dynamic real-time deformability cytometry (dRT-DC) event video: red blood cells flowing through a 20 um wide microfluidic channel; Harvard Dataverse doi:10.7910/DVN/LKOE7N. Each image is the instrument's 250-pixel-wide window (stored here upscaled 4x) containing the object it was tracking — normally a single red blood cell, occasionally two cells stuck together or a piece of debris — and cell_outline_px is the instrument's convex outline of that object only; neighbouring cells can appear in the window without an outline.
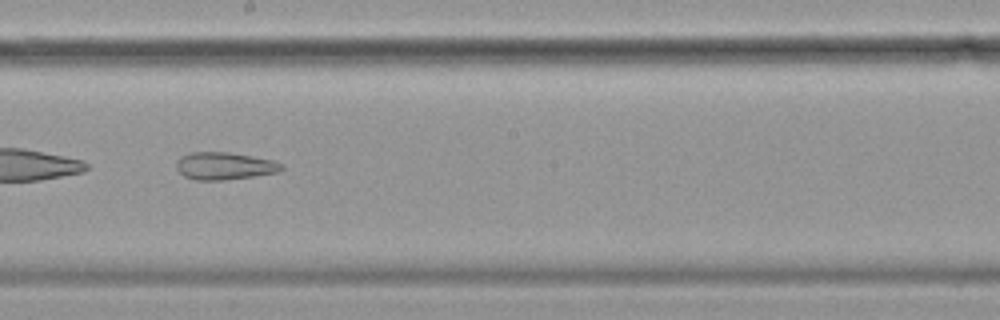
{"species": "common noctule bat (a hibernating species)", "species_latin": "Nyctalus noctula", "temperature_condition": "cold", "stored_images_in_passage": 56, "camera_frame_rate_fps": 3000, "um_per_image_px": 0.085, "animal": {"sex": "female", "body_mass_g": 19.9}, "frame": {"image": 1, "passage_image": 32, "time_ms": 10.333, "image_size_px": [1000, 320], "cell_outline_px": [[284, 168], [280, 172], [224, 180], [196, 180], [184, 176], [176, 168], [176, 160], [180, 156], [192, 152], [228, 152], [252, 156], [272, 160], [284, 164]], "centroid_in_image_um": [19.08, 14.1], "position_along_channel_um": 229.1, "area_um2": 16.88}, "authors_computed_cell_mechanics": {"area_um2": 25.2008, "velocity_mm_per_s": 3.4768, "shape_relaxation_time_tau1_ms": null, "shape_relaxation_time_tau2_ms": 5.1289, "deformation_change_tau1": null, "deformation_change_tau2": 0.155}}